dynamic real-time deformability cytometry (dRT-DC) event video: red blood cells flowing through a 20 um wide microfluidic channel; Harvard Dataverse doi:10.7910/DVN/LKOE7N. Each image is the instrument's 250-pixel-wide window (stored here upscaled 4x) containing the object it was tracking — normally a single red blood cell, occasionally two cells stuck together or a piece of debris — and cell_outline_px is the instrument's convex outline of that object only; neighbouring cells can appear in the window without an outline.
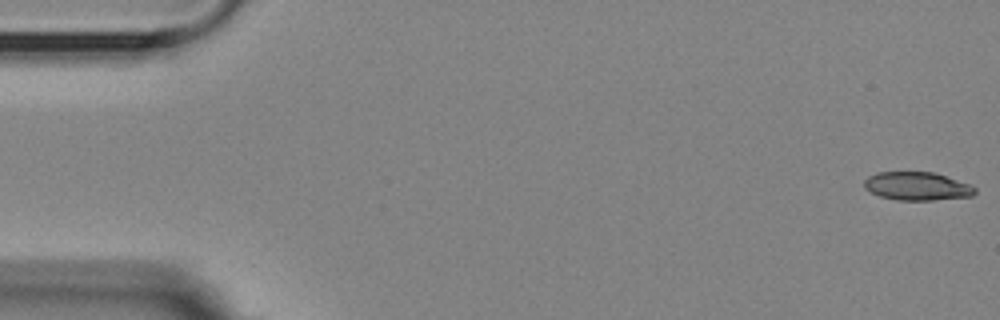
{"species": "Egyptian fruit bat (a non-hibernating species)", "species_latin": "Rousettus aegyptiacus", "temperature_condition": "room temperature", "stored_images_in_passage": 5, "camera_frame_rate_fps": 3000, "um_per_image_px": 0.085, "animal": {"sex": "female"}, "frame": {"image": 1, "passage_image": 1, "time_ms": 0.0, "image_size_px": [1000, 320], "cell_outline_px": [[976, 192], [972, 196], [932, 200], [896, 200], [880, 196], [864, 188], [864, 180], [868, 176], [876, 172], [932, 172], [968, 184], [976, 188]], "centroid_in_image_um": [77.91, 15.83], "position_along_channel_um": 7.1, "area_um2": 18.09}}